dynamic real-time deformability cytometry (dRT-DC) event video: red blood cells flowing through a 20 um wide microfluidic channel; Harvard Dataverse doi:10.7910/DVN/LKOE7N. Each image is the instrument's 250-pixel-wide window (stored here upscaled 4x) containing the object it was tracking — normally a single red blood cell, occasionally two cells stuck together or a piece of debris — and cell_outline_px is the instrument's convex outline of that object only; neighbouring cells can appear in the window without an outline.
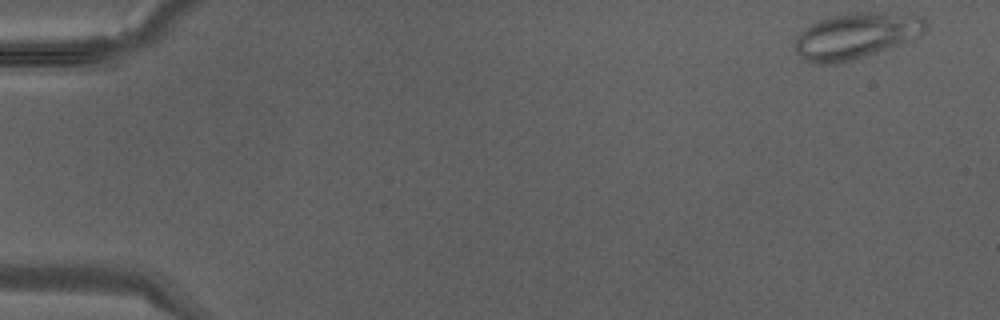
{"species": "Egyptian fruit bat (a non-hibernating species)", "species_latin": "Rousettus aegyptiacus", "temperature_condition": "warm", "stored_images_in_passage": 13, "camera_frame_rate_fps": 3000, "um_per_image_px": 0.085, "animal": {"sex": "male"}, "frame": {"image": 1, "passage_image": 1, "time_ms": 0.0, "image_size_px": [1000, 320], "cell_outline_px": [[928, 28], [924, 32], [908, 40], [876, 52], [852, 60], [836, 64], [812, 64], [800, 56], [792, 48], [796, 36], [800, 32], [812, 24], [820, 20], [832, 16], [848, 12], [872, 12], [920, 16], [924, 20]], "centroid_in_image_um": [72.68, 3.05], "position_along_channel_um": 12.3, "area_um2": 34.62}}